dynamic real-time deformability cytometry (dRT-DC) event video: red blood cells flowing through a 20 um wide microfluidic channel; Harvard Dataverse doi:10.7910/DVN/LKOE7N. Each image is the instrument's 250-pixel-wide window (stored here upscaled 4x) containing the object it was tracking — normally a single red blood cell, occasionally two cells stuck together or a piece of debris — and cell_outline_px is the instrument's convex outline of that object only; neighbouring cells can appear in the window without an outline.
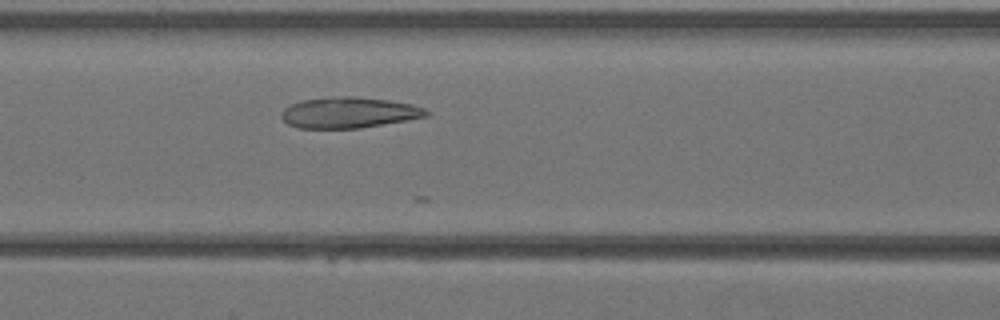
{"species": "Egyptian fruit bat (a non-hibernating species)", "species_latin": "Rousettus aegyptiacus", "temperature_condition": "warm", "stored_images_in_passage": 16, "camera_frame_rate_fps": 3000, "um_per_image_px": 0.085, "animal": {"sex": "female"}, "frame": {"image": 1, "passage_image": 11, "time_ms": 3.333, "image_size_px": [1000, 320], "cell_outline_px": [[432, 112], [428, 116], [360, 128], [296, 128], [288, 124], [280, 116], [280, 112], [284, 108], [292, 104], [304, 100], [344, 96], [352, 96], [388, 100], [412, 104], [424, 108]], "centroid_in_image_um": [29.66, 9.58], "position_along_channel_um": 136.9, "area_um2": 25.89}}
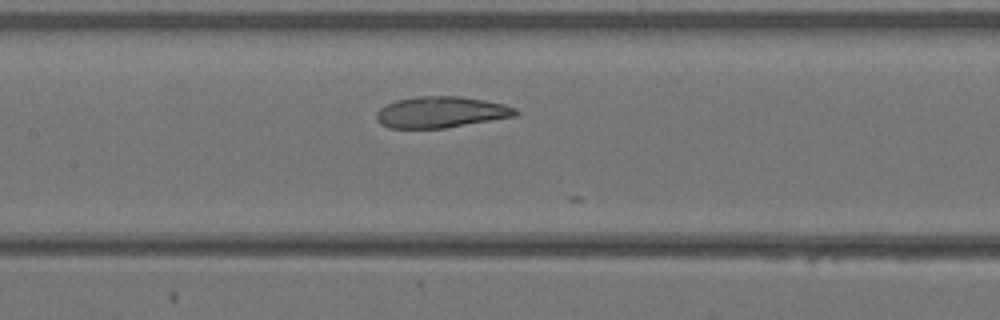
{"frame": {"image": 2, "passage_image": 13, "time_ms": 4.0, "image_size_px": [1000, 320], "cell_outline_px": [[520, 112], [516, 116], [444, 128], [388, 128], [380, 124], [376, 120], [376, 112], [380, 108], [396, 100], [416, 96], [460, 96], [484, 100], [504, 104], [516, 108]], "centroid_in_image_um": [37.47, 9.53], "position_along_channel_um": 169.9, "area_um2": 25.37}}
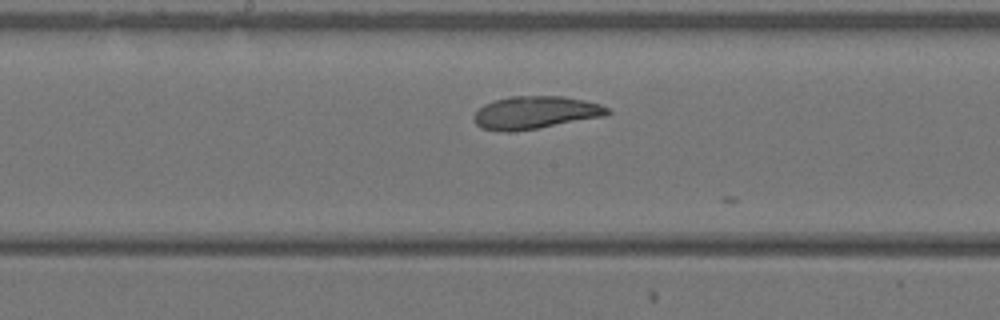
{"frame": {"image": 3, "passage_image": 15, "time_ms": 4.667, "image_size_px": [1000, 320], "cell_outline_px": [[612, 112], [604, 116], [540, 128], [508, 132], [504, 132], [480, 128], [472, 120], [472, 116], [484, 104], [508, 96], [564, 96], [584, 100], [600, 104], [608, 108]], "centroid_in_image_um": [45.48, 9.57], "position_along_channel_um": 202.7, "area_um2": 25.61}}